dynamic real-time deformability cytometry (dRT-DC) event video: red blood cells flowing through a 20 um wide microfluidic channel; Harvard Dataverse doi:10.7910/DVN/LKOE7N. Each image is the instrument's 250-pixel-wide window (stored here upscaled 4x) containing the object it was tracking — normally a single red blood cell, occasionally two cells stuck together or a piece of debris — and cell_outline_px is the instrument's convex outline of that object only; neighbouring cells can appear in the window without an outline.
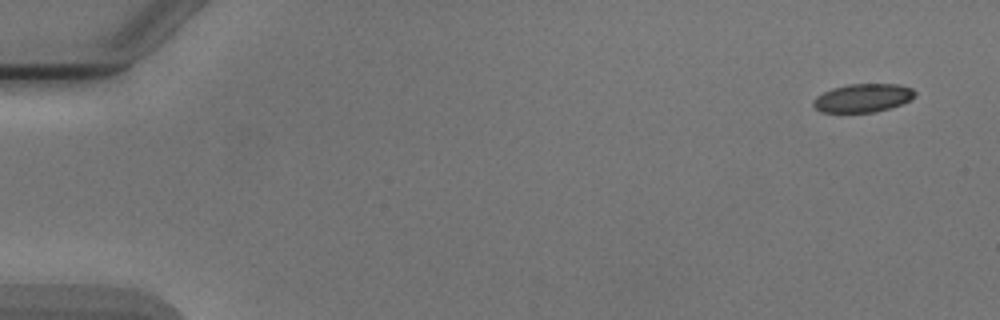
{"species": "Egyptian fruit bat (a non-hibernating species)", "species_latin": "Rousettus aegyptiacus", "temperature_condition": "cold", "stored_images_in_passage": 3, "camera_frame_rate_fps": 3000, "um_per_image_px": 0.085, "animal": {"sex": "male"}, "frame": {"image": 1, "passage_image": 3, "time_ms": 2.333, "image_size_px": [1000, 320], "cell_outline_px": [[916, 96], [912, 100], [876, 112], [820, 112], [812, 104], [812, 100], [816, 96], [832, 88], [848, 84], [900, 84], [912, 88], [916, 92]], "centroid_in_image_um": [73.36, 8.32], "position_along_channel_um": 11.6, "area_um2": 16.94}}